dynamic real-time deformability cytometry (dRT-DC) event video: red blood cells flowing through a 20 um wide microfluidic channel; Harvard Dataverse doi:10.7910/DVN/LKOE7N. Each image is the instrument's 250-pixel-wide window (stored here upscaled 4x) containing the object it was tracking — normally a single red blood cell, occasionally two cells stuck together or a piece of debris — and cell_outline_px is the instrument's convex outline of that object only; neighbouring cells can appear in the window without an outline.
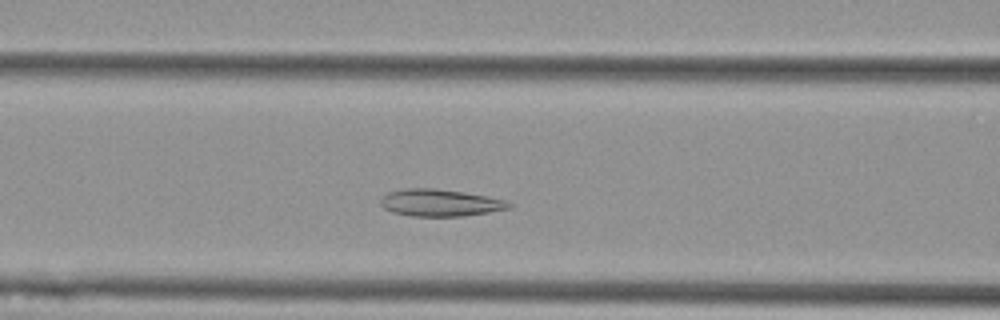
{"species": "Egyptian fruit bat (a non-hibernating species)", "species_latin": "Rousettus aegyptiacus", "temperature_condition": "cold", "stored_images_in_passage": 43, "camera_frame_rate_fps": 3000, "um_per_image_px": 0.085, "animal": {"sex": "female"}, "frame": {"image": 1, "passage_image": 10, "time_ms": 3.0, "image_size_px": [1000, 320], "cell_outline_px": [[512, 208], [464, 216], [412, 216], [392, 212], [384, 208], [380, 204], [380, 200], [388, 192], [404, 188], [432, 188], [464, 192], [488, 196], [508, 200], [512, 204]], "centroid_in_image_um": [37.43, 17.23], "position_along_channel_um": 129.2, "area_um2": 20.35}}
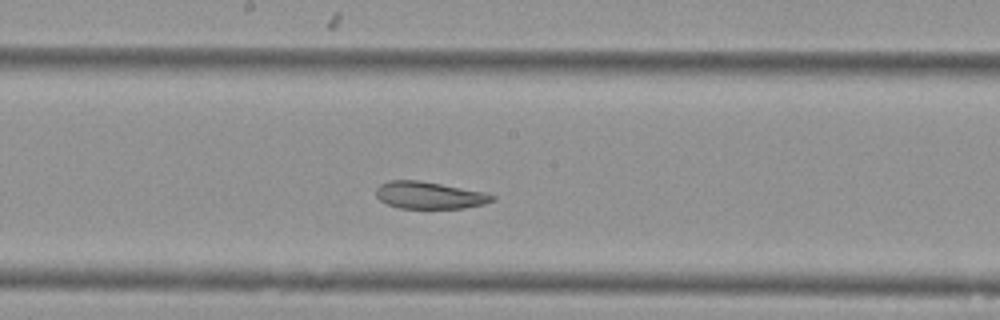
{"frame": {"image": 2, "passage_image": 17, "time_ms": 5.333, "image_size_px": [1000, 320], "cell_outline_px": [[496, 200], [484, 204], [464, 208], [396, 208], [380, 200], [376, 196], [376, 188], [380, 184], [388, 180], [420, 180], [484, 192], [496, 196]], "centroid_in_image_um": [36.49, 16.59], "position_along_channel_um": 211.7, "area_um2": 18.44}}
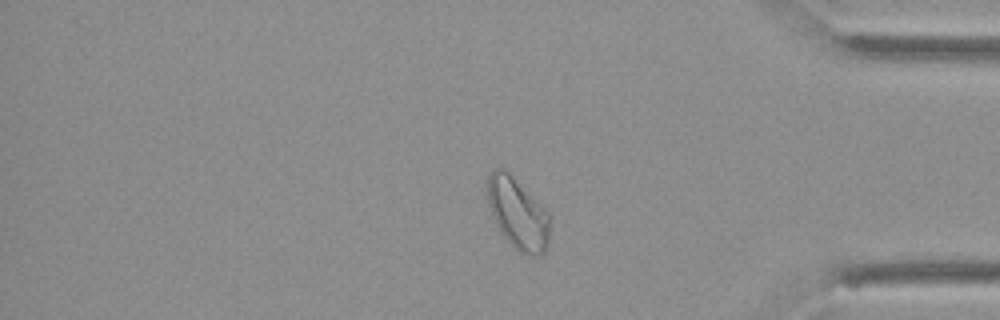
{"frame": {"image": 3, "passage_image": 34, "time_ms": 11.0, "image_size_px": [1000, 320], "cell_outline_px": [[548, 244], [544, 252], [536, 256], [532, 256], [520, 252], [500, 232], [496, 224], [488, 204], [488, 172], [492, 168], [504, 168], [548, 212]], "centroid_in_image_um": [43.98, 18.14], "position_along_channel_um": 391.2, "area_um2": 25.32}, "authors_computed_cell_mechanics": {"area_um2": 21.0392, "velocity_mm_per_s": 3.5623, "shape_relaxation_time_tau1_ms": 6.4083, "shape_relaxation_time_tau2_ms": 2.9142, "deformation_change_tau1": 0.1401, "deformation_change_tau2": 0.0697}}